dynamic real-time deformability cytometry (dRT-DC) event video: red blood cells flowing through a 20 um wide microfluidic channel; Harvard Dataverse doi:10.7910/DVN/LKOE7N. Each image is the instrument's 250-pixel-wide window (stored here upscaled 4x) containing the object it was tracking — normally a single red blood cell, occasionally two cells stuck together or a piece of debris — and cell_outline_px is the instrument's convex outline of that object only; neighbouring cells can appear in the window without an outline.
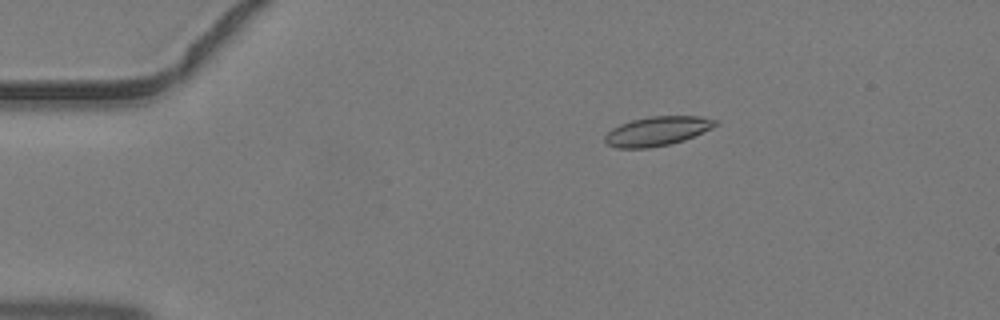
{"species": "common noctule bat (a hibernating species)", "species_latin": "Nyctalus noctula", "temperature_condition": "warm", "stored_images_in_passage": 5, "camera_frame_rate_fps": 3000, "um_per_image_px": 0.085, "animal": {"sex": "male", "body_mass_g": 19.2, "forearm_length_mm": 51.8}, "frame": {"image": 1, "passage_image": 3, "time_ms": 0.667, "image_size_px": [1000, 320], "cell_outline_px": [[720, 124], [712, 128], [684, 140], [668, 144], [648, 148], [616, 148], [608, 144], [604, 140], [604, 136], [612, 128], [620, 124], [632, 120], [652, 116], [700, 116], [716, 120]], "centroid_in_image_um": [55.87, 11.14], "position_along_channel_um": 29.1, "area_um2": 18.73}}
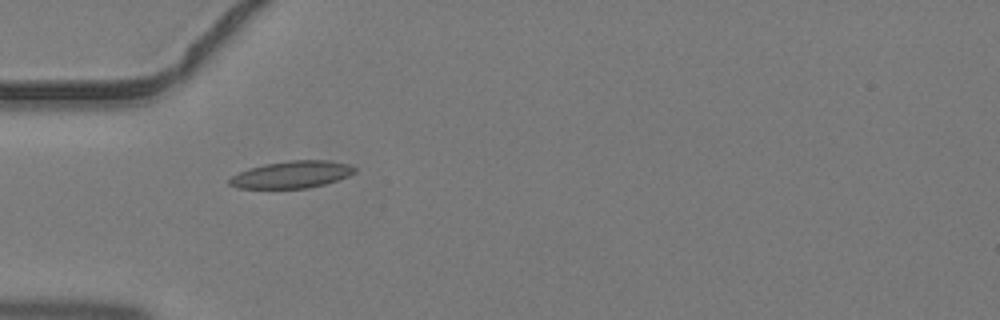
{"frame": {"image": 2, "passage_image": 4, "time_ms": 1.0, "image_size_px": [1000, 320], "cell_outline_px": [[356, 172], [348, 176], [324, 184], [308, 188], [236, 188], [228, 184], [228, 180], [232, 176], [248, 168], [264, 164], [288, 160], [328, 160], [348, 164], [356, 168]], "centroid_in_image_um": [24.78, 14.83], "position_along_channel_um": 60.2, "area_um2": 19.77}}
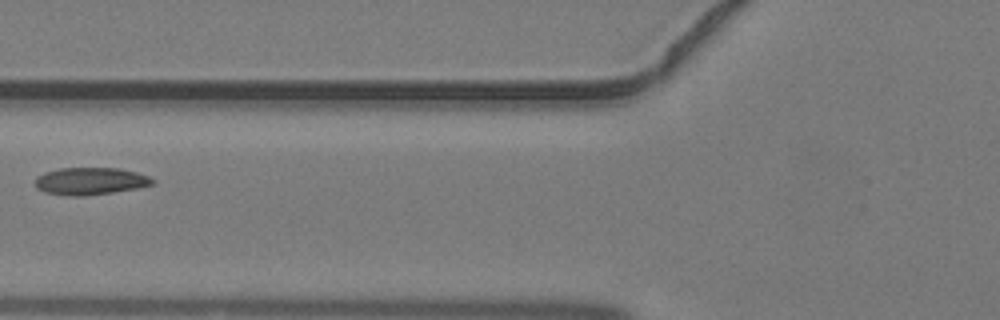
{"frame": {"image": 3, "passage_image": 5, "time_ms": 1.333, "image_size_px": [1000, 320], "cell_outline_px": [[156, 184], [136, 188], [112, 192], [84, 196], [68, 196], [44, 192], [36, 188], [36, 176], [44, 172], [60, 168], [120, 168], [136, 172], [148, 176], [156, 180]], "centroid_in_image_um": [7.68, 15.39], "position_along_channel_um": 118.1, "area_um2": 18.79}}